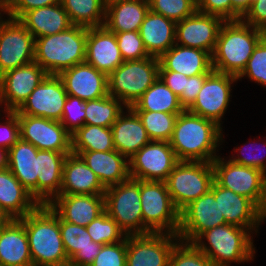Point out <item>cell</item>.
<instances>
[{"mask_svg": "<svg viewBox=\"0 0 266 266\" xmlns=\"http://www.w3.org/2000/svg\"><path fill=\"white\" fill-rule=\"evenodd\" d=\"M190 2H192L196 7L199 6L201 0H189Z\"/></svg>", "mask_w": 266, "mask_h": 266, "instance_id": "obj_61", "label": "cell"}, {"mask_svg": "<svg viewBox=\"0 0 266 266\" xmlns=\"http://www.w3.org/2000/svg\"><path fill=\"white\" fill-rule=\"evenodd\" d=\"M143 234H177L180 212L175 208L166 182L140 180Z\"/></svg>", "mask_w": 266, "mask_h": 266, "instance_id": "obj_7", "label": "cell"}, {"mask_svg": "<svg viewBox=\"0 0 266 266\" xmlns=\"http://www.w3.org/2000/svg\"><path fill=\"white\" fill-rule=\"evenodd\" d=\"M197 11L219 16L224 21L242 19V16L232 7L231 0H201Z\"/></svg>", "mask_w": 266, "mask_h": 266, "instance_id": "obj_50", "label": "cell"}, {"mask_svg": "<svg viewBox=\"0 0 266 266\" xmlns=\"http://www.w3.org/2000/svg\"><path fill=\"white\" fill-rule=\"evenodd\" d=\"M253 233L236 225L224 224L203 232L193 244L216 266L254 261ZM207 241V242H206Z\"/></svg>", "mask_w": 266, "mask_h": 266, "instance_id": "obj_4", "label": "cell"}, {"mask_svg": "<svg viewBox=\"0 0 266 266\" xmlns=\"http://www.w3.org/2000/svg\"><path fill=\"white\" fill-rule=\"evenodd\" d=\"M245 77L251 82L262 86L263 89L266 87V47L260 42L255 47L245 69L237 79L242 81V78Z\"/></svg>", "mask_w": 266, "mask_h": 266, "instance_id": "obj_47", "label": "cell"}, {"mask_svg": "<svg viewBox=\"0 0 266 266\" xmlns=\"http://www.w3.org/2000/svg\"><path fill=\"white\" fill-rule=\"evenodd\" d=\"M111 128L114 149L128 159L151 141L141 119L131 107L119 114Z\"/></svg>", "mask_w": 266, "mask_h": 266, "instance_id": "obj_25", "label": "cell"}, {"mask_svg": "<svg viewBox=\"0 0 266 266\" xmlns=\"http://www.w3.org/2000/svg\"><path fill=\"white\" fill-rule=\"evenodd\" d=\"M67 96L61 78L48 74L15 112L60 121Z\"/></svg>", "mask_w": 266, "mask_h": 266, "instance_id": "obj_18", "label": "cell"}, {"mask_svg": "<svg viewBox=\"0 0 266 266\" xmlns=\"http://www.w3.org/2000/svg\"><path fill=\"white\" fill-rule=\"evenodd\" d=\"M159 78L174 92L178 97L181 96L186 85V75L173 71H159Z\"/></svg>", "mask_w": 266, "mask_h": 266, "instance_id": "obj_54", "label": "cell"}, {"mask_svg": "<svg viewBox=\"0 0 266 266\" xmlns=\"http://www.w3.org/2000/svg\"><path fill=\"white\" fill-rule=\"evenodd\" d=\"M72 153L82 151H111L114 149L111 127L85 124L71 135Z\"/></svg>", "mask_w": 266, "mask_h": 266, "instance_id": "obj_37", "label": "cell"}, {"mask_svg": "<svg viewBox=\"0 0 266 266\" xmlns=\"http://www.w3.org/2000/svg\"><path fill=\"white\" fill-rule=\"evenodd\" d=\"M19 139L18 114L15 111L0 110V147L9 150Z\"/></svg>", "mask_w": 266, "mask_h": 266, "instance_id": "obj_49", "label": "cell"}, {"mask_svg": "<svg viewBox=\"0 0 266 266\" xmlns=\"http://www.w3.org/2000/svg\"><path fill=\"white\" fill-rule=\"evenodd\" d=\"M105 211L128 235H143L140 180L129 178L105 190Z\"/></svg>", "mask_w": 266, "mask_h": 266, "instance_id": "obj_10", "label": "cell"}, {"mask_svg": "<svg viewBox=\"0 0 266 266\" xmlns=\"http://www.w3.org/2000/svg\"><path fill=\"white\" fill-rule=\"evenodd\" d=\"M236 76L212 71L205 79L196 100L187 109L192 114L207 118L222 126L230 99L232 87L237 83Z\"/></svg>", "mask_w": 266, "mask_h": 266, "instance_id": "obj_11", "label": "cell"}, {"mask_svg": "<svg viewBox=\"0 0 266 266\" xmlns=\"http://www.w3.org/2000/svg\"><path fill=\"white\" fill-rule=\"evenodd\" d=\"M58 76L68 95L84 101L108 95V75L86 62L67 68Z\"/></svg>", "mask_w": 266, "mask_h": 266, "instance_id": "obj_21", "label": "cell"}, {"mask_svg": "<svg viewBox=\"0 0 266 266\" xmlns=\"http://www.w3.org/2000/svg\"><path fill=\"white\" fill-rule=\"evenodd\" d=\"M159 71H173L187 77L210 74L212 55L201 49L174 44L159 57Z\"/></svg>", "mask_w": 266, "mask_h": 266, "instance_id": "obj_24", "label": "cell"}, {"mask_svg": "<svg viewBox=\"0 0 266 266\" xmlns=\"http://www.w3.org/2000/svg\"><path fill=\"white\" fill-rule=\"evenodd\" d=\"M134 111L182 113L179 97L158 78L131 106Z\"/></svg>", "mask_w": 266, "mask_h": 266, "instance_id": "obj_36", "label": "cell"}, {"mask_svg": "<svg viewBox=\"0 0 266 266\" xmlns=\"http://www.w3.org/2000/svg\"><path fill=\"white\" fill-rule=\"evenodd\" d=\"M58 266H73V265L70 264V263H66V264H64V265H58Z\"/></svg>", "mask_w": 266, "mask_h": 266, "instance_id": "obj_63", "label": "cell"}, {"mask_svg": "<svg viewBox=\"0 0 266 266\" xmlns=\"http://www.w3.org/2000/svg\"><path fill=\"white\" fill-rule=\"evenodd\" d=\"M12 218L0 207V229H2Z\"/></svg>", "mask_w": 266, "mask_h": 266, "instance_id": "obj_57", "label": "cell"}, {"mask_svg": "<svg viewBox=\"0 0 266 266\" xmlns=\"http://www.w3.org/2000/svg\"><path fill=\"white\" fill-rule=\"evenodd\" d=\"M70 153L48 150L37 151V202L48 205L60 195L62 186L63 164Z\"/></svg>", "mask_w": 266, "mask_h": 266, "instance_id": "obj_27", "label": "cell"}, {"mask_svg": "<svg viewBox=\"0 0 266 266\" xmlns=\"http://www.w3.org/2000/svg\"><path fill=\"white\" fill-rule=\"evenodd\" d=\"M209 74H199L186 78L185 89L179 97L180 105L187 110L196 100L205 79Z\"/></svg>", "mask_w": 266, "mask_h": 266, "instance_id": "obj_52", "label": "cell"}, {"mask_svg": "<svg viewBox=\"0 0 266 266\" xmlns=\"http://www.w3.org/2000/svg\"><path fill=\"white\" fill-rule=\"evenodd\" d=\"M25 227L33 266H58L69 263L65 252L60 217L49 205L39 204L19 219Z\"/></svg>", "mask_w": 266, "mask_h": 266, "instance_id": "obj_2", "label": "cell"}, {"mask_svg": "<svg viewBox=\"0 0 266 266\" xmlns=\"http://www.w3.org/2000/svg\"><path fill=\"white\" fill-rule=\"evenodd\" d=\"M148 11V0L115 3L106 8L104 26L113 33L139 31Z\"/></svg>", "mask_w": 266, "mask_h": 266, "instance_id": "obj_35", "label": "cell"}, {"mask_svg": "<svg viewBox=\"0 0 266 266\" xmlns=\"http://www.w3.org/2000/svg\"><path fill=\"white\" fill-rule=\"evenodd\" d=\"M127 236L123 241L105 244L90 266H126Z\"/></svg>", "mask_w": 266, "mask_h": 266, "instance_id": "obj_48", "label": "cell"}, {"mask_svg": "<svg viewBox=\"0 0 266 266\" xmlns=\"http://www.w3.org/2000/svg\"><path fill=\"white\" fill-rule=\"evenodd\" d=\"M20 139L38 150L72 153L71 134L60 121L18 114Z\"/></svg>", "mask_w": 266, "mask_h": 266, "instance_id": "obj_15", "label": "cell"}, {"mask_svg": "<svg viewBox=\"0 0 266 266\" xmlns=\"http://www.w3.org/2000/svg\"><path fill=\"white\" fill-rule=\"evenodd\" d=\"M259 42L266 47V26L258 28Z\"/></svg>", "mask_w": 266, "mask_h": 266, "instance_id": "obj_58", "label": "cell"}, {"mask_svg": "<svg viewBox=\"0 0 266 266\" xmlns=\"http://www.w3.org/2000/svg\"><path fill=\"white\" fill-rule=\"evenodd\" d=\"M169 266H216L193 243L179 240L169 258Z\"/></svg>", "mask_w": 266, "mask_h": 266, "instance_id": "obj_42", "label": "cell"}, {"mask_svg": "<svg viewBox=\"0 0 266 266\" xmlns=\"http://www.w3.org/2000/svg\"><path fill=\"white\" fill-rule=\"evenodd\" d=\"M126 106L109 94L95 100L86 101L85 124L112 127Z\"/></svg>", "mask_w": 266, "mask_h": 266, "instance_id": "obj_39", "label": "cell"}, {"mask_svg": "<svg viewBox=\"0 0 266 266\" xmlns=\"http://www.w3.org/2000/svg\"><path fill=\"white\" fill-rule=\"evenodd\" d=\"M123 61L140 60L150 57L146 51L139 31L115 33Z\"/></svg>", "mask_w": 266, "mask_h": 266, "instance_id": "obj_46", "label": "cell"}, {"mask_svg": "<svg viewBox=\"0 0 266 266\" xmlns=\"http://www.w3.org/2000/svg\"><path fill=\"white\" fill-rule=\"evenodd\" d=\"M18 20L35 39L60 33L73 25L61 3L24 12Z\"/></svg>", "mask_w": 266, "mask_h": 266, "instance_id": "obj_32", "label": "cell"}, {"mask_svg": "<svg viewBox=\"0 0 266 266\" xmlns=\"http://www.w3.org/2000/svg\"><path fill=\"white\" fill-rule=\"evenodd\" d=\"M214 196L226 223L249 229L255 236L266 215L249 199L220 186L214 180Z\"/></svg>", "mask_w": 266, "mask_h": 266, "instance_id": "obj_20", "label": "cell"}, {"mask_svg": "<svg viewBox=\"0 0 266 266\" xmlns=\"http://www.w3.org/2000/svg\"><path fill=\"white\" fill-rule=\"evenodd\" d=\"M178 162L169 142L150 141L129 158L130 178L165 182Z\"/></svg>", "mask_w": 266, "mask_h": 266, "instance_id": "obj_12", "label": "cell"}, {"mask_svg": "<svg viewBox=\"0 0 266 266\" xmlns=\"http://www.w3.org/2000/svg\"><path fill=\"white\" fill-rule=\"evenodd\" d=\"M98 176L105 188L117 185L130 178L129 159L117 150L82 151L78 154Z\"/></svg>", "mask_w": 266, "mask_h": 266, "instance_id": "obj_28", "label": "cell"}, {"mask_svg": "<svg viewBox=\"0 0 266 266\" xmlns=\"http://www.w3.org/2000/svg\"><path fill=\"white\" fill-rule=\"evenodd\" d=\"M38 205L9 168L0 170V207L12 219L25 217Z\"/></svg>", "mask_w": 266, "mask_h": 266, "instance_id": "obj_33", "label": "cell"}, {"mask_svg": "<svg viewBox=\"0 0 266 266\" xmlns=\"http://www.w3.org/2000/svg\"><path fill=\"white\" fill-rule=\"evenodd\" d=\"M60 2L61 0H7L5 9L8 17L18 19L24 12Z\"/></svg>", "mask_w": 266, "mask_h": 266, "instance_id": "obj_51", "label": "cell"}, {"mask_svg": "<svg viewBox=\"0 0 266 266\" xmlns=\"http://www.w3.org/2000/svg\"><path fill=\"white\" fill-rule=\"evenodd\" d=\"M86 230L93 242L105 245L123 241L125 233L119 228L117 222L106 211L91 221Z\"/></svg>", "mask_w": 266, "mask_h": 266, "instance_id": "obj_41", "label": "cell"}, {"mask_svg": "<svg viewBox=\"0 0 266 266\" xmlns=\"http://www.w3.org/2000/svg\"><path fill=\"white\" fill-rule=\"evenodd\" d=\"M124 1H129V0H102L105 9L115 3L124 2Z\"/></svg>", "mask_w": 266, "mask_h": 266, "instance_id": "obj_59", "label": "cell"}, {"mask_svg": "<svg viewBox=\"0 0 266 266\" xmlns=\"http://www.w3.org/2000/svg\"><path fill=\"white\" fill-rule=\"evenodd\" d=\"M106 188L98 176L74 153L66 156L63 164L60 195L105 194Z\"/></svg>", "mask_w": 266, "mask_h": 266, "instance_id": "obj_26", "label": "cell"}, {"mask_svg": "<svg viewBox=\"0 0 266 266\" xmlns=\"http://www.w3.org/2000/svg\"><path fill=\"white\" fill-rule=\"evenodd\" d=\"M177 234L148 233L127 236L126 266H169Z\"/></svg>", "mask_w": 266, "mask_h": 266, "instance_id": "obj_16", "label": "cell"}, {"mask_svg": "<svg viewBox=\"0 0 266 266\" xmlns=\"http://www.w3.org/2000/svg\"><path fill=\"white\" fill-rule=\"evenodd\" d=\"M214 180L222 187L249 198L266 215V174L236 164L220 155L212 162Z\"/></svg>", "mask_w": 266, "mask_h": 266, "instance_id": "obj_9", "label": "cell"}, {"mask_svg": "<svg viewBox=\"0 0 266 266\" xmlns=\"http://www.w3.org/2000/svg\"><path fill=\"white\" fill-rule=\"evenodd\" d=\"M223 128L213 120L184 110L178 114L169 141L179 161L212 163L221 153Z\"/></svg>", "mask_w": 266, "mask_h": 266, "instance_id": "obj_1", "label": "cell"}, {"mask_svg": "<svg viewBox=\"0 0 266 266\" xmlns=\"http://www.w3.org/2000/svg\"><path fill=\"white\" fill-rule=\"evenodd\" d=\"M242 20L254 28L266 26V0H255Z\"/></svg>", "mask_w": 266, "mask_h": 266, "instance_id": "obj_53", "label": "cell"}, {"mask_svg": "<svg viewBox=\"0 0 266 266\" xmlns=\"http://www.w3.org/2000/svg\"><path fill=\"white\" fill-rule=\"evenodd\" d=\"M255 0H231L232 7L243 17Z\"/></svg>", "mask_w": 266, "mask_h": 266, "instance_id": "obj_55", "label": "cell"}, {"mask_svg": "<svg viewBox=\"0 0 266 266\" xmlns=\"http://www.w3.org/2000/svg\"><path fill=\"white\" fill-rule=\"evenodd\" d=\"M227 224L220 213L219 200L214 196V181L211 189L192 201L180 212V226L177 235L185 242L193 243L203 232Z\"/></svg>", "mask_w": 266, "mask_h": 266, "instance_id": "obj_13", "label": "cell"}, {"mask_svg": "<svg viewBox=\"0 0 266 266\" xmlns=\"http://www.w3.org/2000/svg\"><path fill=\"white\" fill-rule=\"evenodd\" d=\"M0 266H33L24 224L11 219L0 229Z\"/></svg>", "mask_w": 266, "mask_h": 266, "instance_id": "obj_29", "label": "cell"}, {"mask_svg": "<svg viewBox=\"0 0 266 266\" xmlns=\"http://www.w3.org/2000/svg\"><path fill=\"white\" fill-rule=\"evenodd\" d=\"M149 10L175 22L193 15L197 7L189 0H148Z\"/></svg>", "mask_w": 266, "mask_h": 266, "instance_id": "obj_43", "label": "cell"}, {"mask_svg": "<svg viewBox=\"0 0 266 266\" xmlns=\"http://www.w3.org/2000/svg\"><path fill=\"white\" fill-rule=\"evenodd\" d=\"M8 168V149L0 147V170Z\"/></svg>", "mask_w": 266, "mask_h": 266, "instance_id": "obj_56", "label": "cell"}, {"mask_svg": "<svg viewBox=\"0 0 266 266\" xmlns=\"http://www.w3.org/2000/svg\"><path fill=\"white\" fill-rule=\"evenodd\" d=\"M259 43L258 28L240 20L224 21L212 54L214 71L238 77Z\"/></svg>", "mask_w": 266, "mask_h": 266, "instance_id": "obj_3", "label": "cell"}, {"mask_svg": "<svg viewBox=\"0 0 266 266\" xmlns=\"http://www.w3.org/2000/svg\"><path fill=\"white\" fill-rule=\"evenodd\" d=\"M73 25L101 27L105 23V11L102 0H61Z\"/></svg>", "mask_w": 266, "mask_h": 266, "instance_id": "obj_38", "label": "cell"}, {"mask_svg": "<svg viewBox=\"0 0 266 266\" xmlns=\"http://www.w3.org/2000/svg\"><path fill=\"white\" fill-rule=\"evenodd\" d=\"M7 0H0V8H4L6 6Z\"/></svg>", "mask_w": 266, "mask_h": 266, "instance_id": "obj_62", "label": "cell"}, {"mask_svg": "<svg viewBox=\"0 0 266 266\" xmlns=\"http://www.w3.org/2000/svg\"><path fill=\"white\" fill-rule=\"evenodd\" d=\"M5 15L7 16L5 7L4 8H0V26H1L2 22L5 20L4 19L6 17Z\"/></svg>", "mask_w": 266, "mask_h": 266, "instance_id": "obj_60", "label": "cell"}, {"mask_svg": "<svg viewBox=\"0 0 266 266\" xmlns=\"http://www.w3.org/2000/svg\"><path fill=\"white\" fill-rule=\"evenodd\" d=\"M60 231L69 263L73 266H90L103 245L93 242L86 227L71 224L61 218Z\"/></svg>", "mask_w": 266, "mask_h": 266, "instance_id": "obj_30", "label": "cell"}, {"mask_svg": "<svg viewBox=\"0 0 266 266\" xmlns=\"http://www.w3.org/2000/svg\"><path fill=\"white\" fill-rule=\"evenodd\" d=\"M223 22L219 16L196 11L193 15L176 22L175 44L201 49L212 55Z\"/></svg>", "mask_w": 266, "mask_h": 266, "instance_id": "obj_19", "label": "cell"}, {"mask_svg": "<svg viewBox=\"0 0 266 266\" xmlns=\"http://www.w3.org/2000/svg\"><path fill=\"white\" fill-rule=\"evenodd\" d=\"M47 75L35 61L3 73L0 76L1 110L16 111Z\"/></svg>", "mask_w": 266, "mask_h": 266, "instance_id": "obj_17", "label": "cell"}, {"mask_svg": "<svg viewBox=\"0 0 266 266\" xmlns=\"http://www.w3.org/2000/svg\"><path fill=\"white\" fill-rule=\"evenodd\" d=\"M266 138V136H265ZM253 140H251V142L248 140V143L246 145V143L242 144L243 147L237 145V147H234L233 151H234V154L231 155V157H227L228 159H230L232 162L236 163V164H240V165H244V166H247V167H252V168H256V169H259L261 170L262 172H264L266 174V139L262 140L264 141L262 144H258V142L261 140L258 138V141H254L252 142ZM250 144V146H248ZM256 145H261L258 146V148L256 149L255 151V146ZM263 145V146H262ZM255 147V148H254ZM260 147V148H259ZM262 148V149H261ZM264 148V149H263ZM248 151L246 152V150ZM254 149V150H253ZM262 150L261 153H264V155H260V151ZM255 151V153H254ZM265 151V152H264ZM247 155H246V153ZM259 152V153H258ZM236 153V155H235ZM258 153V154H257ZM250 154V155H249Z\"/></svg>", "mask_w": 266, "mask_h": 266, "instance_id": "obj_44", "label": "cell"}, {"mask_svg": "<svg viewBox=\"0 0 266 266\" xmlns=\"http://www.w3.org/2000/svg\"><path fill=\"white\" fill-rule=\"evenodd\" d=\"M159 58L124 61L108 75V94L131 107L159 78Z\"/></svg>", "mask_w": 266, "mask_h": 266, "instance_id": "obj_6", "label": "cell"}, {"mask_svg": "<svg viewBox=\"0 0 266 266\" xmlns=\"http://www.w3.org/2000/svg\"><path fill=\"white\" fill-rule=\"evenodd\" d=\"M85 109L86 101L75 96H67L60 123L71 135L85 125Z\"/></svg>", "mask_w": 266, "mask_h": 266, "instance_id": "obj_45", "label": "cell"}, {"mask_svg": "<svg viewBox=\"0 0 266 266\" xmlns=\"http://www.w3.org/2000/svg\"><path fill=\"white\" fill-rule=\"evenodd\" d=\"M213 181L212 163L179 161L165 182L175 208L181 212L192 201L207 193Z\"/></svg>", "mask_w": 266, "mask_h": 266, "instance_id": "obj_8", "label": "cell"}, {"mask_svg": "<svg viewBox=\"0 0 266 266\" xmlns=\"http://www.w3.org/2000/svg\"><path fill=\"white\" fill-rule=\"evenodd\" d=\"M6 18L0 26V76L33 62L35 56L33 35L18 19Z\"/></svg>", "mask_w": 266, "mask_h": 266, "instance_id": "obj_14", "label": "cell"}, {"mask_svg": "<svg viewBox=\"0 0 266 266\" xmlns=\"http://www.w3.org/2000/svg\"><path fill=\"white\" fill-rule=\"evenodd\" d=\"M87 27L72 25L53 35L35 39L34 61L48 74L61 71L85 62Z\"/></svg>", "mask_w": 266, "mask_h": 266, "instance_id": "obj_5", "label": "cell"}, {"mask_svg": "<svg viewBox=\"0 0 266 266\" xmlns=\"http://www.w3.org/2000/svg\"><path fill=\"white\" fill-rule=\"evenodd\" d=\"M85 62L109 75L124 61L115 33L105 26L87 27Z\"/></svg>", "mask_w": 266, "mask_h": 266, "instance_id": "obj_22", "label": "cell"}, {"mask_svg": "<svg viewBox=\"0 0 266 266\" xmlns=\"http://www.w3.org/2000/svg\"><path fill=\"white\" fill-rule=\"evenodd\" d=\"M64 221L86 227L105 211L104 194L58 195L49 204Z\"/></svg>", "mask_w": 266, "mask_h": 266, "instance_id": "obj_23", "label": "cell"}, {"mask_svg": "<svg viewBox=\"0 0 266 266\" xmlns=\"http://www.w3.org/2000/svg\"><path fill=\"white\" fill-rule=\"evenodd\" d=\"M176 22L148 11L140 26V37L150 56L160 57L175 44Z\"/></svg>", "mask_w": 266, "mask_h": 266, "instance_id": "obj_31", "label": "cell"}, {"mask_svg": "<svg viewBox=\"0 0 266 266\" xmlns=\"http://www.w3.org/2000/svg\"><path fill=\"white\" fill-rule=\"evenodd\" d=\"M142 121L151 141L169 142L178 114L153 111H135Z\"/></svg>", "mask_w": 266, "mask_h": 266, "instance_id": "obj_40", "label": "cell"}, {"mask_svg": "<svg viewBox=\"0 0 266 266\" xmlns=\"http://www.w3.org/2000/svg\"><path fill=\"white\" fill-rule=\"evenodd\" d=\"M37 151L31 143L19 139L8 150V168L37 201Z\"/></svg>", "mask_w": 266, "mask_h": 266, "instance_id": "obj_34", "label": "cell"}]
</instances>
